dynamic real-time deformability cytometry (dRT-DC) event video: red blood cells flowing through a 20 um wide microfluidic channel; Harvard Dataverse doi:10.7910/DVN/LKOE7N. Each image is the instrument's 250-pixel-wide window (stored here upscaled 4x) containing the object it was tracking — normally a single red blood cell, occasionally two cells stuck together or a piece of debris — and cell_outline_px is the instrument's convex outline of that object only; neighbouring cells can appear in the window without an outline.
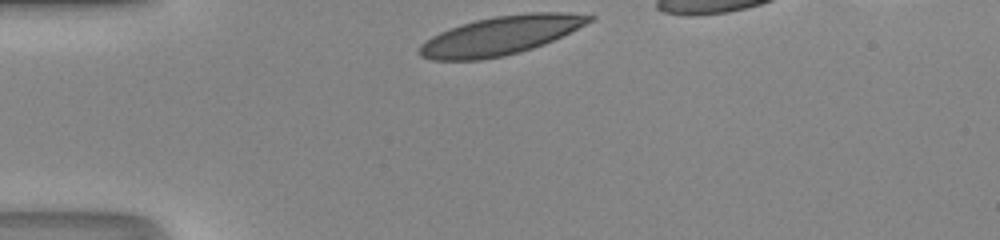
{"species": "human", "species_latin": "Homo sapiens", "temperature_condition": "room temperature", "stored_images_in_passage": 28, "camera_frame_rate_fps": 3000, "um_per_image_px": 0.085, "donor": {"sex": "male"}, "frame": {"image": 1, "passage_image": 1, "time_ms": 0.0, "image_size_px": [1000, 240], "cell_outline_px": [[596, 16], [592, 20], [544, 44], [520, 52], [504, 56], [480, 60], [432, 60], [420, 56], [420, 44], [432, 36], [440, 32], [476, 20], [496, 16], [528, 12], [560, 12]], "centroid_in_image_um": [42.52, 3.03], "position_along_channel_um": 42.5, "area_um2": 37.63}}
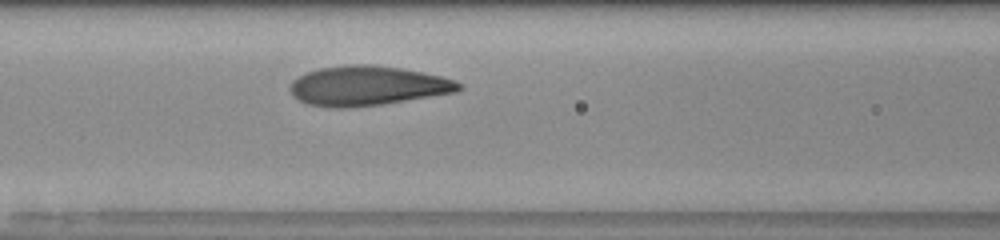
{"frame": {"image": 2, "passage_image": 10, "time_ms": 3.0, "image_size_px": [1000, 240], "cell_outline_px": [[464, 88], [456, 92], [384, 104], [348, 108], [328, 108], [308, 104], [292, 96], [288, 88], [292, 80], [308, 72], [320, 68], [352, 64], [368, 64], [400, 68], [440, 76], [456, 80], [464, 84]], "centroid_in_image_um": [31.24, 7.31], "position_along_channel_um": 135.4, "area_um2": 39.13}}
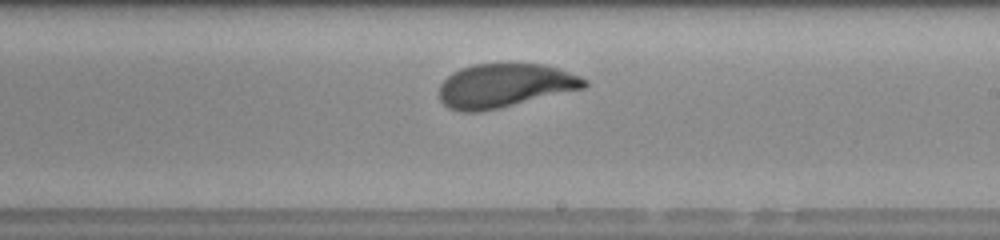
{"frame": {"image": 3, "passage_image": 18, "time_ms": 5.667, "image_size_px": [1000, 240], "cell_outline_px": [[588, 84], [584, 88], [500, 108], [480, 112], [460, 112], [448, 108], [440, 100], [440, 84], [452, 72], [460, 68], [472, 64], [544, 64], [560, 68], [580, 76], [588, 80]], "centroid_in_image_um": [42.9, 7.28], "position_along_channel_um": 246.1, "area_um2": 37.22}, "authors_computed_cell_mechanics": {"area_um2": 37.7434, "velocity_mm_per_s": 4.1808, "shape_relaxation_time_tau1_ms": 3.2049, "shape_relaxation_time_tau2_ms": null, "deformation_change_tau1": 0.1729, "deformation_change_tau2": null}}